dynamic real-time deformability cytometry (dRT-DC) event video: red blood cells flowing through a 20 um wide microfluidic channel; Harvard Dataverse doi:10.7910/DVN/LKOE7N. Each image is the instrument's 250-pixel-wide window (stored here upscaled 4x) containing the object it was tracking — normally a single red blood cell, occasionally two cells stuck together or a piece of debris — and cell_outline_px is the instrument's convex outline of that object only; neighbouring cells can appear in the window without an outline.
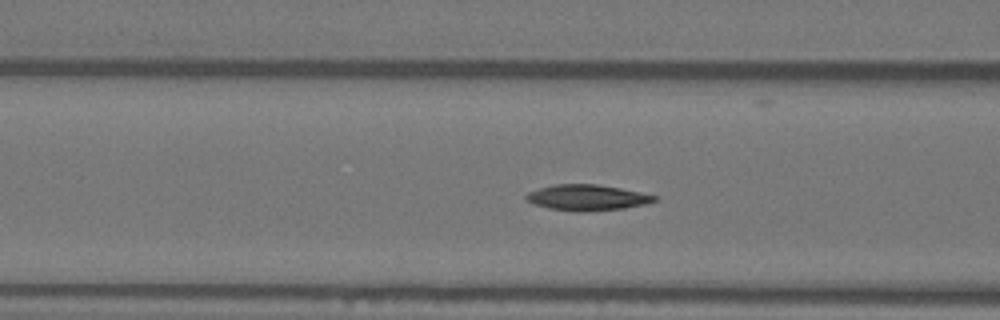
{"species": "Egyptian fruit bat (a non-hibernating species)", "species_latin": "Rousettus aegyptiacus", "temperature_condition": "warm", "stored_images_in_passage": 52, "camera_frame_rate_fps": 3000, "um_per_image_px": 0.085, "animal": {"sex": "female"}, "frame": {"image": 1, "passage_image": 19, "time_ms": 6.0, "image_size_px": [1000, 320], "cell_outline_px": [[660, 200], [644, 204], [624, 208], [584, 212], [576, 212], [548, 208], [524, 200], [524, 196], [528, 192], [552, 184], [596, 184], [620, 188], [656, 196]], "centroid_in_image_um": [49.87, 16.8], "position_along_channel_um": 116.7, "area_um2": 19.31}}
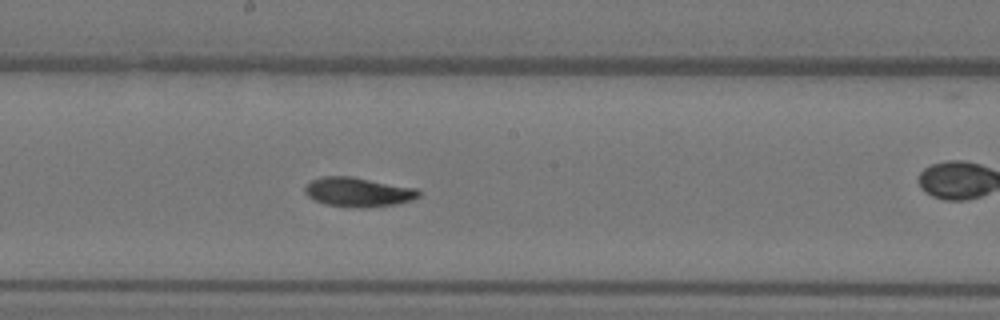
{"frame": {"image": 2, "passage_image": 27, "time_ms": 8.667, "image_size_px": [1000, 320], "cell_outline_px": [[420, 196], [412, 200], [396, 204], [368, 208], [348, 208], [324, 204], [308, 196], [304, 192], [304, 188], [312, 180], [320, 176], [352, 176], [416, 188], [420, 192]], "centroid_in_image_um": [30.44, 16.33], "position_along_channel_um": 217.8, "area_um2": 19.71}}
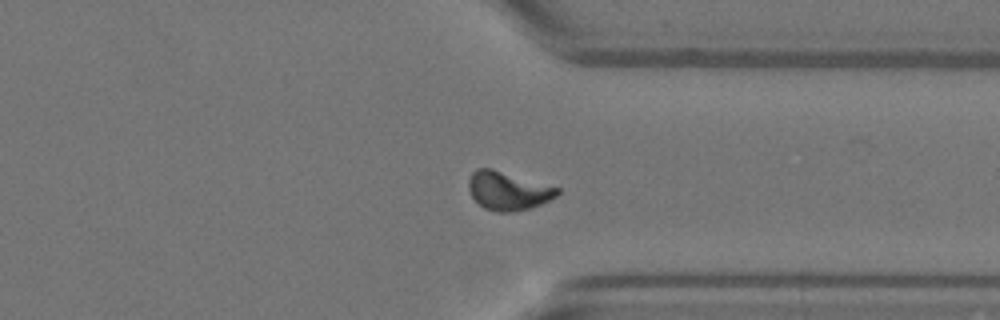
{"frame": {"image": 3, "passage_image": 39, "time_ms": 12.667, "image_size_px": [1000, 320], "cell_outline_px": [[560, 192], [556, 196], [532, 208], [512, 212], [496, 212], [484, 208], [472, 196], [468, 188], [468, 180], [472, 172], [476, 168], [492, 168], [560, 188]], "centroid_in_image_um": [43.17, 16.21], "position_along_channel_um": 368.2, "area_um2": 19.88}, "authors_computed_cell_mechanics": {"area_um2": 18.9006, "velocity_mm_per_s": 3.7878, "shape_relaxation_time_tau1_ms": 6.5269, "shape_relaxation_time_tau2_ms": 3.4195, "deformation_change_tau1": 0.1999, "deformation_change_tau2": 0.087}}